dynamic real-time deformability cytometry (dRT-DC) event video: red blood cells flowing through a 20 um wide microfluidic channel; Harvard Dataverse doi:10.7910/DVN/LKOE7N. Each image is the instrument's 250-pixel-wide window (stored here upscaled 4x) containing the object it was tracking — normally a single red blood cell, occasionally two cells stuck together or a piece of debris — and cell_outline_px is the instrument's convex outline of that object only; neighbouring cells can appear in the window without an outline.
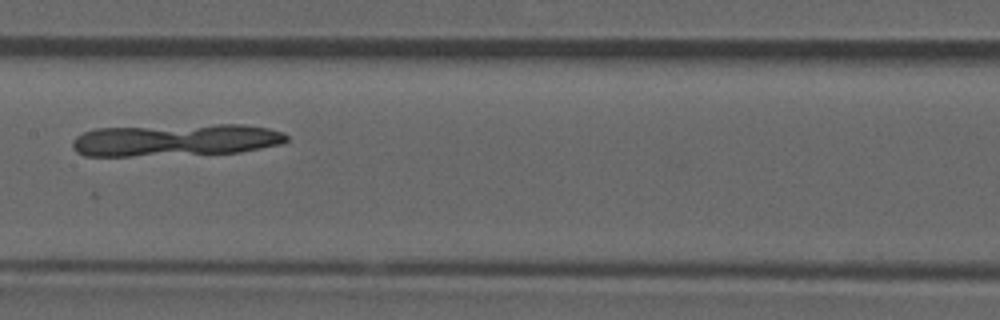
{"species": "common noctule bat (a hibernating species)", "species_latin": "Nyctalus noctula", "temperature_condition": "room temperature", "stored_images_in_passage": 9, "camera_frame_rate_fps": 3000, "um_per_image_px": 0.085, "animal": {"sex": "male", "forearm_length_mm": 52.5}, "frame": {"image": 1, "passage_image": 7, "time_ms": 2.0, "image_size_px": [1000, 320], "cell_outline_px": [[288, 140], [284, 144], [240, 152], [128, 156], [84, 156], [76, 152], [72, 148], [72, 140], [76, 136], [84, 132], [96, 128], [216, 124], [244, 124], [268, 128], [284, 132], [288, 136]], "centroid_in_image_um": [14.95, 11.9], "position_along_channel_um": 192.5, "area_um2": 40.52}}
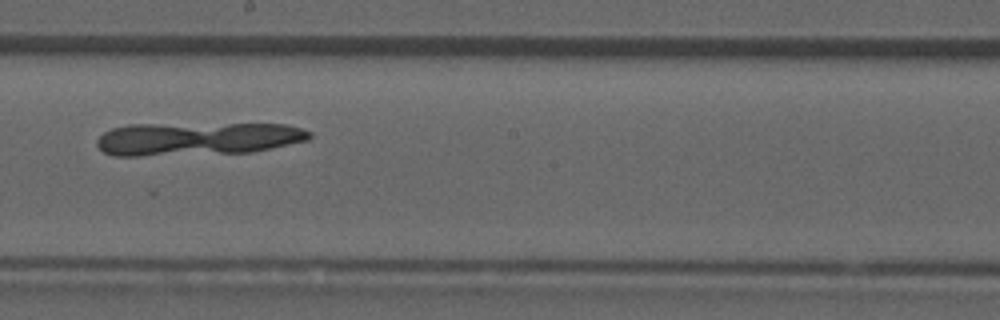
{"frame": {"image": 2, "passage_image": 8, "time_ms": 2.333, "image_size_px": [1000, 320], "cell_outline_px": [[312, 136], [308, 140], [252, 152], [140, 156], [112, 156], [104, 152], [96, 144], [96, 140], [104, 132], [112, 128], [128, 124], [288, 124], [312, 132]], "centroid_in_image_um": [16.75, 11.79], "position_along_channel_um": 231.5, "area_um2": 41.21}}